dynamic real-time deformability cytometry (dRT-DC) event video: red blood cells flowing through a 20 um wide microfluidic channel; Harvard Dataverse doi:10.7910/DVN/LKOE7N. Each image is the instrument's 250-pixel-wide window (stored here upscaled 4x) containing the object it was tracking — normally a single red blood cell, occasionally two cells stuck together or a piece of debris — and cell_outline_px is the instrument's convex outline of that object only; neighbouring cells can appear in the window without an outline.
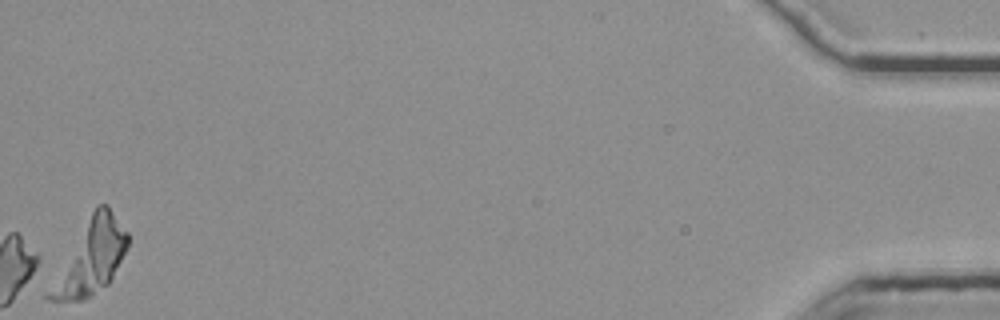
{"species": "common noctule bat (a hibernating species)", "species_latin": "Nyctalus noctula", "temperature_condition": "room temperature", "stored_images_in_passage": 37, "segment_of_instrument_passage": [2, 2], "camera_frame_rate_fps": 3000, "um_per_image_px": 0.085, "animal": {"sex": "female", "body_mass_g": 25.1}, "frame": {"image": 1, "passage_image": 37, "time_ms": 12.0, "image_size_px": [1000, 320], "cell_outline_px": [[128, 248], [108, 284], [84, 300], [48, 300], [44, 296], [44, 292], [96, 204], [108, 204], [128, 232]], "centroid_in_image_um": [7.7, 21.88], "position_along_channel_um": 427.5, "area_um2": 33.35}}